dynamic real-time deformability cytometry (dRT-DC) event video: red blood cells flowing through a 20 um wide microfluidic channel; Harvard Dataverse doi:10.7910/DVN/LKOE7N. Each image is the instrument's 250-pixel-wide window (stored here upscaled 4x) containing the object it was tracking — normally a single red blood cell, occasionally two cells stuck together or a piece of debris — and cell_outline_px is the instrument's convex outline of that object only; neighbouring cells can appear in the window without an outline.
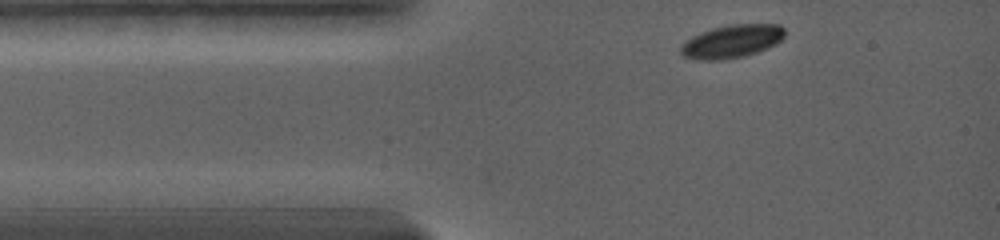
{"species": "common noctule bat (a hibernating species)", "species_latin": "Nyctalus noctula", "temperature_condition": "warm", "stored_images_in_passage": 12, "camera_frame_rate_fps": 5000, "um_per_image_px": 0.085, "animal": {"sex": "female", "body_mass_g": 19.0, "forearm_length_mm": 56.7}, "frame": {"image": 1, "passage_image": 1, "time_ms": 0.0, "image_size_px": [1000, 240], "cell_outline_px": [[784, 36], [780, 40], [756, 52], [744, 56], [720, 60], [704, 60], [684, 56], [680, 52], [680, 48], [684, 40], [700, 32], [712, 28], [728, 24], [780, 24], [784, 28]], "centroid_in_image_um": [62.16, 3.49], "position_along_channel_um": 22.8, "area_um2": 19.88}}
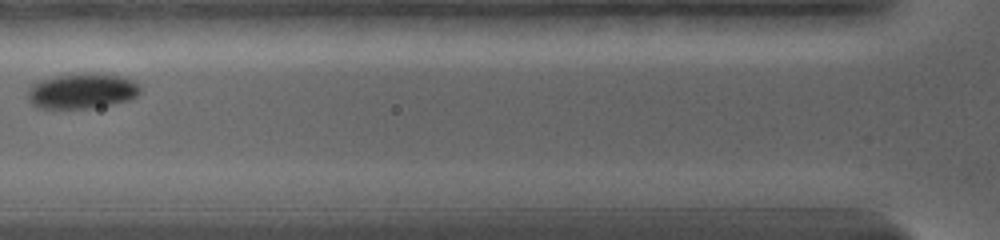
{"frame": {"image": 2, "passage_image": 6, "time_ms": 3.4, "image_size_px": [1000, 240], "cell_outline_px": [[140, 92], [136, 96], [128, 100], [112, 104], [92, 108], [40, 108], [32, 104], [28, 100], [28, 88], [32, 84], [40, 80], [56, 76], [120, 76], [132, 80], [140, 84]], "centroid_in_image_um": [6.95, 7.79], "position_along_channel_um": 118.9, "area_um2": 22.25}}
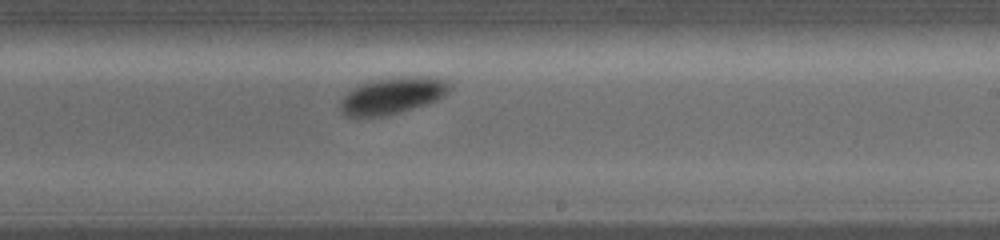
{"frame": {"image": 3, "passage_image": 12, "time_ms": 7.2, "image_size_px": [1000, 240], "cell_outline_px": [[452, 88], [444, 96], [436, 100], [424, 104], [384, 116], [344, 116], [340, 112], [340, 100], [348, 92], [364, 84], [380, 80], [420, 76], [432, 76], [448, 80]], "centroid_in_image_um": [33.4, 8.14], "position_along_channel_um": 255.6, "area_um2": 22.66}}